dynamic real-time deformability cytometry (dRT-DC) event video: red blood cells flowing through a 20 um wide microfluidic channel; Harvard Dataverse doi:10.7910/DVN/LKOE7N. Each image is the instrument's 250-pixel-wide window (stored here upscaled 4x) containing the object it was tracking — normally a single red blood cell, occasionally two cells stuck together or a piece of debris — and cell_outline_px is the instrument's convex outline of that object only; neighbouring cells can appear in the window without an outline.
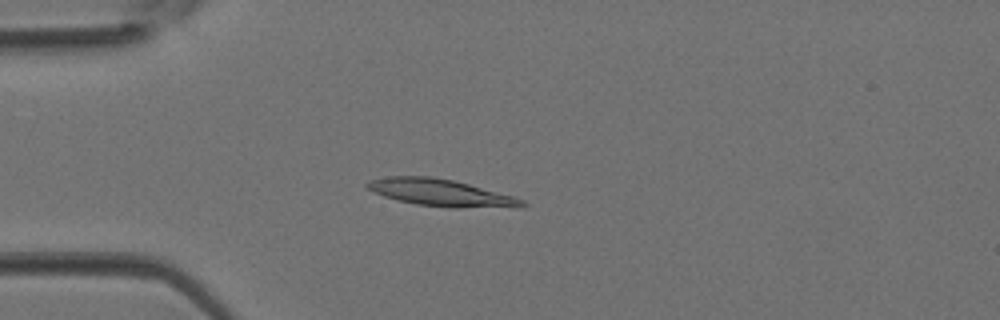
{"species": "Egyptian fruit bat (a non-hibernating species)", "species_latin": "Rousettus aegyptiacus", "temperature_condition": "room temperature", "stored_images_in_passage": 3, "camera_frame_rate_fps": 3000, "um_per_image_px": 0.085, "animal": {"sex": "female"}, "frame": {"image": 1, "passage_image": 3, "time_ms": 0.667, "image_size_px": [1000, 320], "cell_outline_px": [[528, 204], [524, 208], [448, 208], [416, 204], [396, 200], [384, 196], [368, 188], [364, 184], [368, 180], [388, 176], [432, 176], [452, 180], [468, 184], [512, 196], [524, 200]], "centroid_in_image_um": [37.52, 16.4], "position_along_channel_um": 47.5, "area_um2": 24.62}}